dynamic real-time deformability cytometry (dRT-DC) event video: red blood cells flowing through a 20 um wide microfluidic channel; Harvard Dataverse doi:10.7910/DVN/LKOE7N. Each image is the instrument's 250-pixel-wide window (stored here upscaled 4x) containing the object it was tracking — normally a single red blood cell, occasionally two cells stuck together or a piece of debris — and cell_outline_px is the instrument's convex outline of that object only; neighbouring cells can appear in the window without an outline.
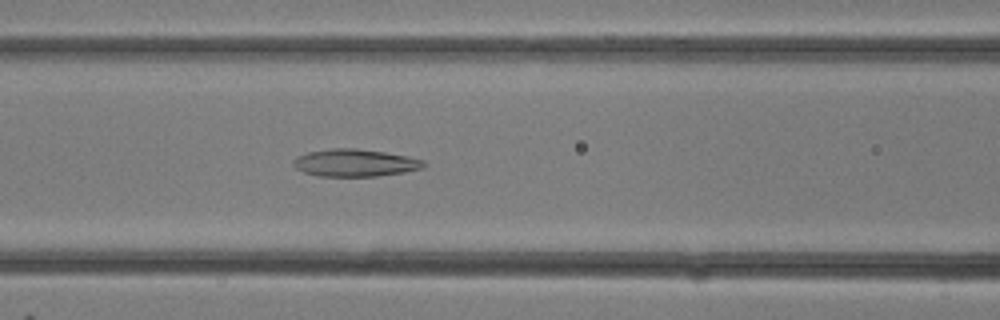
{"species": "common noctule bat (a hibernating species)", "species_latin": "Nyctalus noctula", "temperature_condition": "room temperature", "stored_images_in_passage": 30, "camera_frame_rate_fps": 3000, "um_per_image_px": 0.085, "animal": {"sex": "female"}, "frame": {"image": 1, "passage_image": 12, "time_ms": 3.667, "image_size_px": [1000, 320], "cell_outline_px": [[428, 164], [420, 168], [404, 172], [376, 176], [320, 176], [304, 172], [296, 168], [292, 164], [292, 160], [296, 156], [308, 152], [332, 148], [356, 148], [384, 152], [408, 156], [424, 160]], "centroid_in_image_um": [30.16, 13.83], "position_along_channel_um": 136.4, "area_um2": 20.81}}
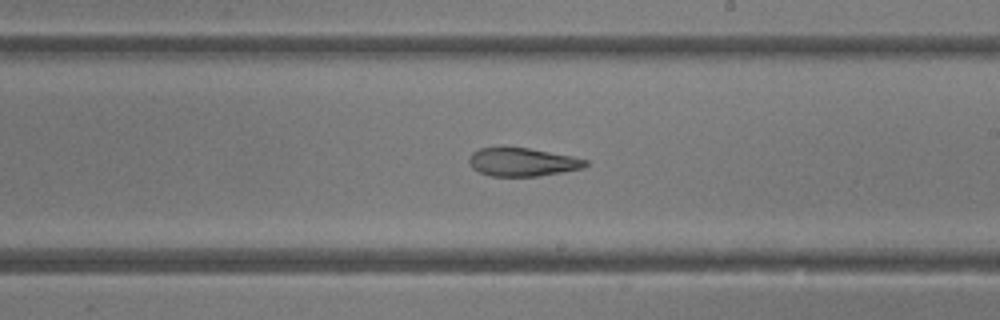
{"frame": {"image": 2, "passage_image": 17, "time_ms": 5.333, "image_size_px": [1000, 320], "cell_outline_px": [[588, 164], [584, 168], [540, 176], [488, 176], [472, 168], [468, 160], [472, 152], [480, 148], [528, 148], [572, 156], [588, 160]], "centroid_in_image_um": [44.42, 13.79], "position_along_channel_um": 244.6, "area_um2": 19.13}}
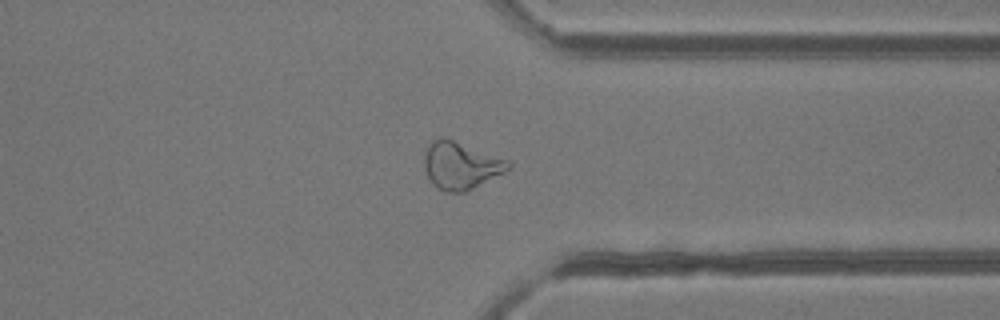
{"frame": {"image": 3, "passage_image": 23, "time_ms": 7.333, "image_size_px": [1000, 320], "cell_outline_px": [[512, 168], [464, 192], [444, 192], [436, 188], [432, 184], [424, 168], [424, 156], [428, 144], [432, 140], [440, 136], [452, 140], [508, 160], [512, 164]], "centroid_in_image_um": [39.13, 14.07], "position_along_channel_um": 372.3, "area_um2": 22.95}}